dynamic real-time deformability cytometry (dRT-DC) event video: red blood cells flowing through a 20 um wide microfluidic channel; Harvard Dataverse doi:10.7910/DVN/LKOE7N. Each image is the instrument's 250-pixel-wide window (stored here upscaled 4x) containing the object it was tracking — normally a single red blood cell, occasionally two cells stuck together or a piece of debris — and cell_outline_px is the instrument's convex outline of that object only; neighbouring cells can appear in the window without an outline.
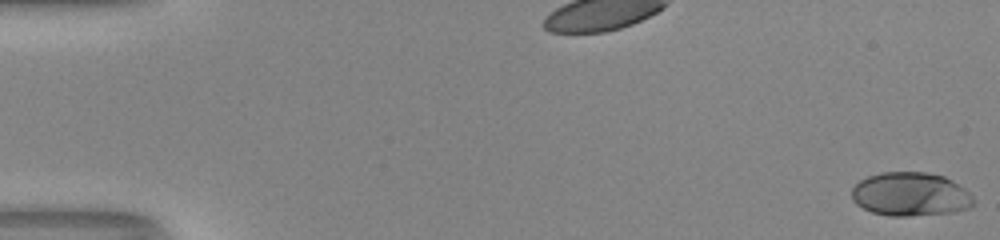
{"species": "human", "species_latin": "Homo sapiens", "temperature_condition": "room temperature", "stored_images_in_passage": 52, "camera_frame_rate_fps": 3000, "um_per_image_px": 0.085, "donor": {"sex": "male"}, "frame": {"image": 1, "passage_image": 1, "time_ms": 0.0, "image_size_px": [1000, 240], "cell_outline_px": [[976, 204], [968, 208], [956, 212], [908, 216], [888, 216], [872, 212], [856, 204], [852, 200], [852, 188], [860, 180], [868, 176], [880, 172], [928, 172], [944, 176], [952, 180], [964, 188], [976, 200]], "centroid_in_image_um": [77.41, 16.51], "position_along_channel_um": 7.6, "area_um2": 31.33}}
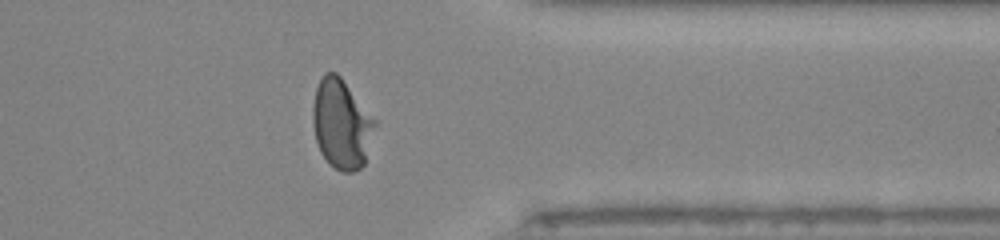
{"frame": {"image": 2, "passage_image": 42, "time_ms": 13.667, "image_size_px": [1000, 240], "cell_outline_px": [[376, 124], [364, 164], [360, 168], [352, 172], [340, 172], [320, 152], [316, 140], [312, 120], [312, 108], [316, 88], [324, 72], [336, 72], [340, 76], [376, 120]], "centroid_in_image_um": [29.02, 10.53], "position_along_channel_um": 382.4, "area_um2": 32.08}}
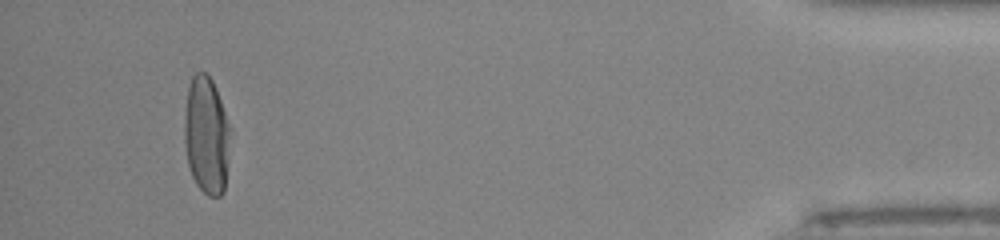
{"frame": {"image": 3, "passage_image": 49, "time_ms": 16.0, "image_size_px": [1000, 240], "cell_outline_px": [[232, 128], [224, 192], [220, 196], [208, 196], [196, 184], [192, 176], [188, 164], [184, 140], [184, 116], [188, 88], [192, 76], [196, 72], [204, 72], [212, 80], [216, 88]], "centroid_in_image_um": [17.57, 11.5], "position_along_channel_um": 417.6, "area_um2": 31.91}, "authors_computed_cell_mechanics": {"area_um2": 30.9808, "velocity_mm_per_s": 4.1307, "shape_relaxation_time_tau1_ms": 4.2144, "shape_relaxation_time_tau2_ms": null, "deformation_change_tau1": 0.21, "deformation_change_tau2": null}}